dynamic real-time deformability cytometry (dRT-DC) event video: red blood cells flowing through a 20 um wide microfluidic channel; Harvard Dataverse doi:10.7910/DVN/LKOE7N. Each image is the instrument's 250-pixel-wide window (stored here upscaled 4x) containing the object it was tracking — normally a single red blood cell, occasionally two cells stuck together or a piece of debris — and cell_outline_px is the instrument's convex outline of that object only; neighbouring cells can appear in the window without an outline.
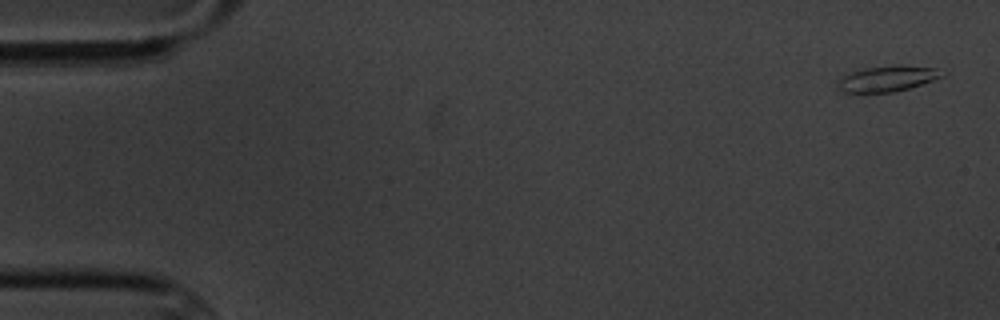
{"species": "common noctule bat (a hibernating species)", "species_latin": "Nyctalus noctula", "temperature_condition": "cold", "stored_images_in_passage": 8, "camera_frame_rate_fps": 3000, "um_per_image_px": 0.085, "animal": {"sex": "male", "body_mass_g": 20.1, "forearm_length_mm": 53.5}, "frame": {"image": 1, "passage_image": 1, "time_ms": 0.0, "image_size_px": [1000, 320], "cell_outline_px": [[944, 76], [896, 92], [844, 92], [836, 84], [836, 80], [840, 76], [864, 68], [900, 64], [936, 68]], "centroid_in_image_um": [75.37, 6.67], "position_along_channel_um": 9.6, "area_um2": 15.55}}
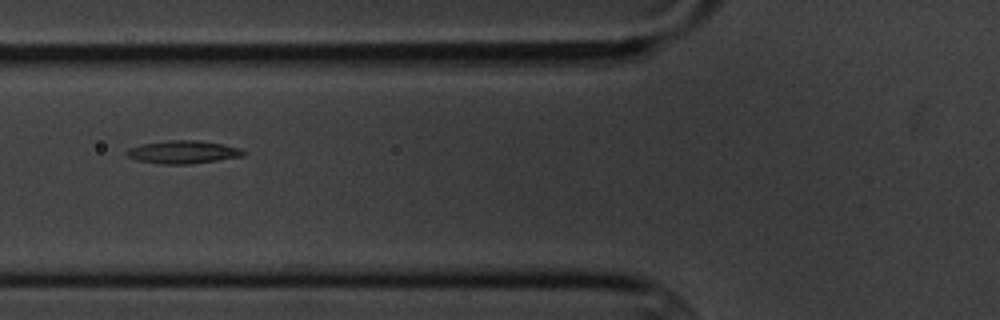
{"frame": {"image": 2, "passage_image": 6, "time_ms": 6.667, "image_size_px": [1000, 320], "cell_outline_px": [[248, 152], [244, 156], [188, 164], [160, 164], [136, 160], [128, 156], [124, 152], [128, 148], [144, 144], [168, 140], [200, 140], [224, 144], [240, 148]], "centroid_in_image_um": [15.58, 12.92], "position_along_channel_um": 110.2, "area_um2": 15.66}}
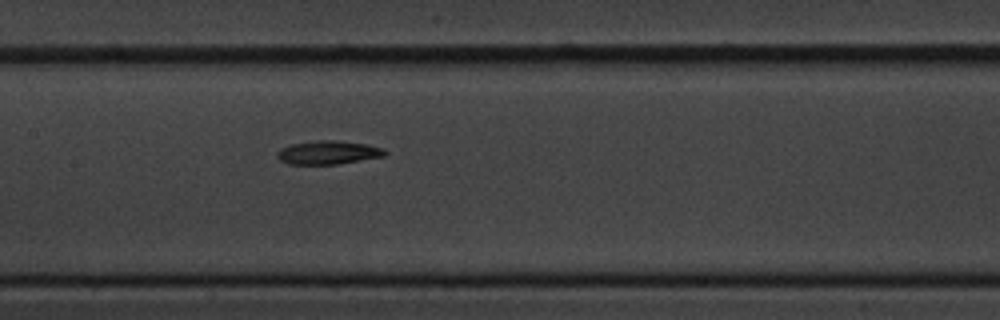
{"frame": {"image": 3, "passage_image": 8, "time_ms": 8.667, "image_size_px": [1000, 320], "cell_outline_px": [[388, 152], [384, 156], [336, 164], [288, 164], [280, 160], [276, 156], [276, 152], [280, 148], [292, 144], [316, 140], [336, 140], [368, 144], [384, 148]], "centroid_in_image_um": [27.89, 12.95], "position_along_channel_um": 179.5, "area_um2": 14.85}}